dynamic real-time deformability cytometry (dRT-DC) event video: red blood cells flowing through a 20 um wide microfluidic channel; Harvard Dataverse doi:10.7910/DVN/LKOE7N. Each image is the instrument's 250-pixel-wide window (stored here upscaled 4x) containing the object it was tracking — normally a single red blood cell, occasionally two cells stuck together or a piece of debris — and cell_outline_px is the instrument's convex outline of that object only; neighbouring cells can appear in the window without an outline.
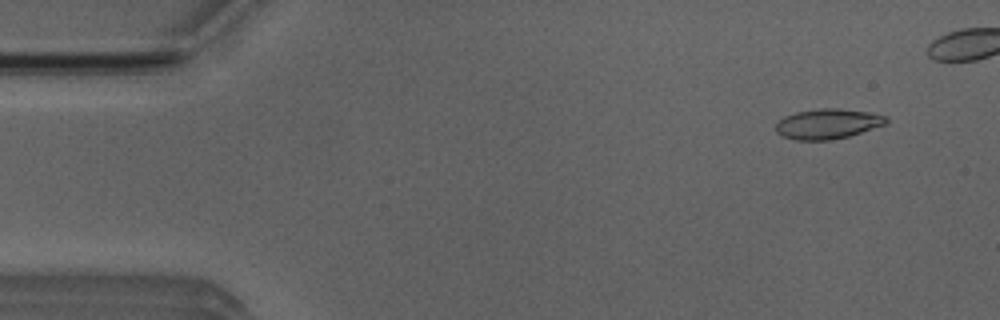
{"species": "Egyptian fruit bat (a non-hibernating species)", "species_latin": "Rousettus aegyptiacus", "temperature_condition": "room temperature", "stored_images_in_passage": 45, "camera_frame_rate_fps": 3000, "um_per_image_px": 0.085, "animal": {"sex": "male"}, "frame": {"image": 1, "passage_image": 4, "time_ms": 1.0, "image_size_px": [1000, 320], "cell_outline_px": [[888, 124], [848, 136], [828, 140], [792, 140], [780, 136], [776, 132], [776, 120], [784, 116], [796, 112], [820, 108], [836, 108], [868, 112], [888, 116]], "centroid_in_image_um": [70.33, 10.53], "position_along_channel_um": 14.7, "area_um2": 19.59}}
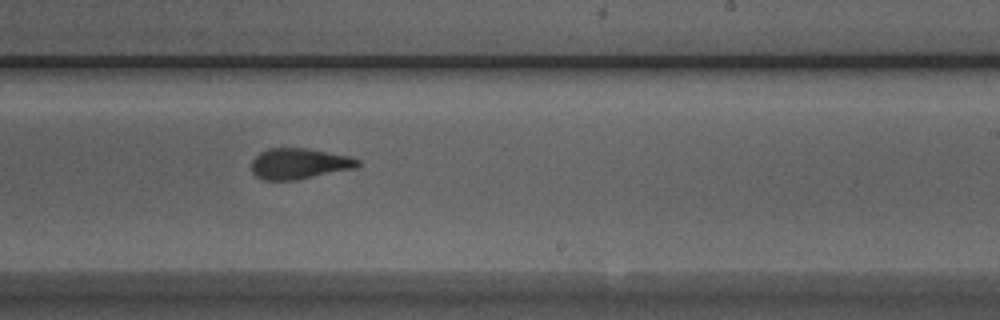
{"frame": {"image": 2, "passage_image": 31, "time_ms": 10.0, "image_size_px": [1000, 320], "cell_outline_px": [[360, 164], [356, 168], [296, 180], [264, 180], [256, 176], [252, 172], [252, 160], [260, 152], [268, 148], [308, 148], [348, 156], [360, 160]], "centroid_in_image_um": [25.43, 13.91], "position_along_channel_um": 263.6, "area_um2": 19.07}}
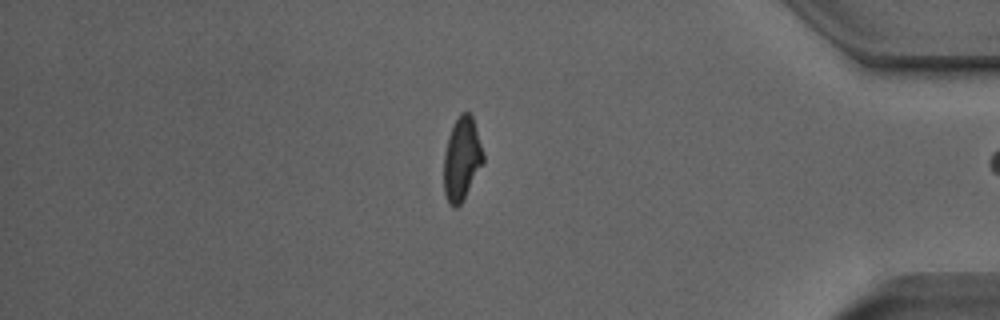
{"frame": {"image": 3, "passage_image": 44, "time_ms": 14.333, "image_size_px": [1000, 320], "cell_outline_px": [[484, 164], [460, 204], [456, 208], [452, 208], [448, 204], [444, 192], [444, 152], [448, 136], [460, 112], [468, 112], [472, 116], [484, 156]], "centroid_in_image_um": [39.24, 13.54], "position_along_channel_um": 396.0, "area_um2": 19.07}}